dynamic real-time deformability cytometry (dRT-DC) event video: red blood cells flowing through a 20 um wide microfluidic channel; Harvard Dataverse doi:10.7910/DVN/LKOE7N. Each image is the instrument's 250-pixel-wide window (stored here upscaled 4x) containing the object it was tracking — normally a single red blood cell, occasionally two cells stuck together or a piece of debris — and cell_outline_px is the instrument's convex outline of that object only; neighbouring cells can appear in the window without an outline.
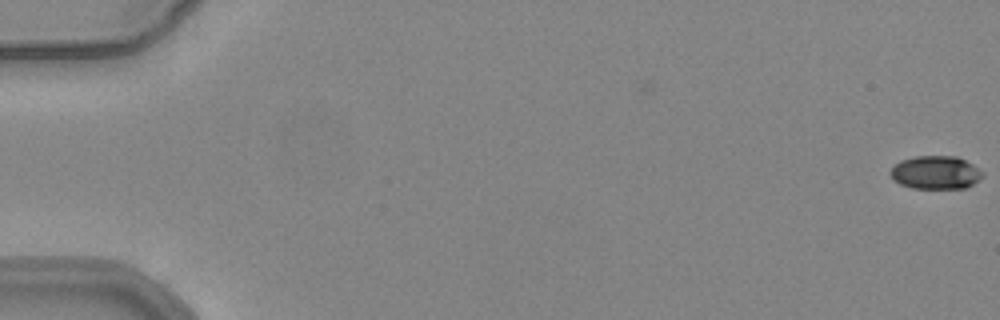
{"species": "common noctule bat (a hibernating species)", "species_latin": "Nyctalus noctula", "temperature_condition": "warm", "stored_images_in_passage": 2, "camera_frame_rate_fps": 3000, "um_per_image_px": 0.085, "animal": {"sex": "female", "body_mass_g": 24.6, "forearm_length_mm": 56.2}, "frame": {"image": 1, "passage_image": 2, "time_ms": 0.333, "image_size_px": [1000, 320], "cell_outline_px": [[984, 176], [968, 188], [912, 188], [900, 184], [892, 180], [888, 172], [900, 160], [916, 156], [956, 156], [972, 164], [984, 172]], "centroid_in_image_um": [79.52, 14.67], "position_along_channel_um": 5.5, "area_um2": 18.03}}